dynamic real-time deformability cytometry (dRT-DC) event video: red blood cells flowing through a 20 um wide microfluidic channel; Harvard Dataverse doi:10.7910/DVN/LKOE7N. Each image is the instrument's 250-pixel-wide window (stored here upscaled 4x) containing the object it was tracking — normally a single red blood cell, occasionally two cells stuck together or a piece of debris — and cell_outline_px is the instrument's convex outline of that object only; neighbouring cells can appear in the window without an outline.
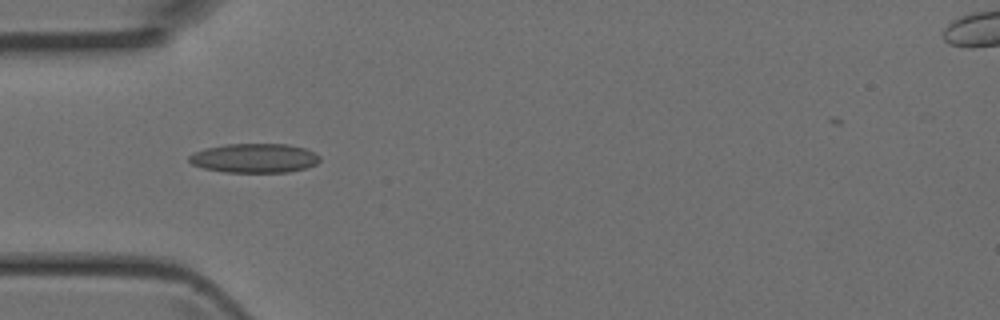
{"species": "Egyptian fruit bat (a non-hibernating species)", "species_latin": "Rousettus aegyptiacus", "temperature_condition": "room temperature", "stored_images_in_passage": 3, "camera_frame_rate_fps": 3000, "um_per_image_px": 0.085, "animal": {"sex": "female"}, "frame": {"image": 1, "passage_image": 3, "time_ms": 0.667, "image_size_px": [1000, 320], "cell_outline_px": [[320, 160], [316, 164], [304, 168], [288, 172], [224, 172], [204, 168], [192, 164], [188, 160], [188, 156], [192, 152], [204, 148], [224, 144], [288, 144], [304, 148], [320, 156]], "centroid_in_image_um": [21.58, 13.43], "position_along_channel_um": 63.4, "area_um2": 22.31}}